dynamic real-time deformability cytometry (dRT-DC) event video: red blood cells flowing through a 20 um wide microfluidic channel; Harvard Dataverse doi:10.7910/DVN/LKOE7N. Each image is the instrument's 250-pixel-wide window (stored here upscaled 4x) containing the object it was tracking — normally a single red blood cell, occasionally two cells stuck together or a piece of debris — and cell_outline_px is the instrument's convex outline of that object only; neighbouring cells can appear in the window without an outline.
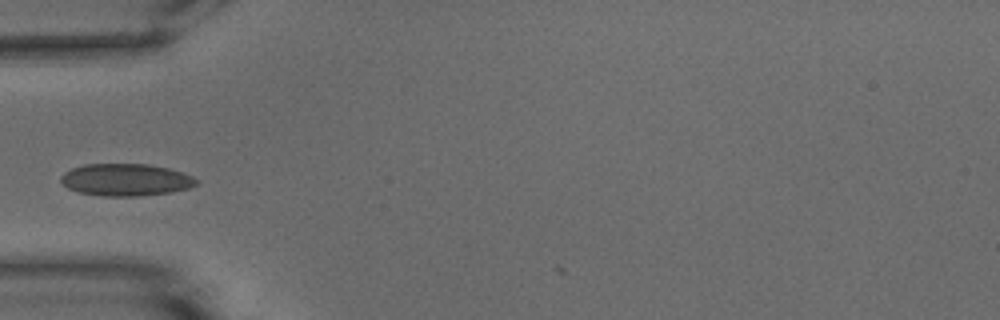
{"species": "common noctule bat (a hibernating species)", "species_latin": "Nyctalus noctula", "temperature_condition": "warm", "stored_images_in_passage": 4, "camera_frame_rate_fps": 3000, "um_per_image_px": 0.085, "animal": {"sex": "male", "body_mass_g": 15.6}, "frame": {"image": 1, "passage_image": 1, "time_ms": 0.0, "image_size_px": [1000, 320], "cell_outline_px": [[196, 184], [188, 188], [172, 192], [136, 196], [104, 196], [80, 192], [68, 188], [60, 180], [60, 176], [64, 172], [72, 168], [84, 164], [148, 164], [168, 168], [192, 176], [196, 180]], "centroid_in_image_um": [10.66, 15.28], "position_along_channel_um": 74.3, "area_um2": 25.2}}